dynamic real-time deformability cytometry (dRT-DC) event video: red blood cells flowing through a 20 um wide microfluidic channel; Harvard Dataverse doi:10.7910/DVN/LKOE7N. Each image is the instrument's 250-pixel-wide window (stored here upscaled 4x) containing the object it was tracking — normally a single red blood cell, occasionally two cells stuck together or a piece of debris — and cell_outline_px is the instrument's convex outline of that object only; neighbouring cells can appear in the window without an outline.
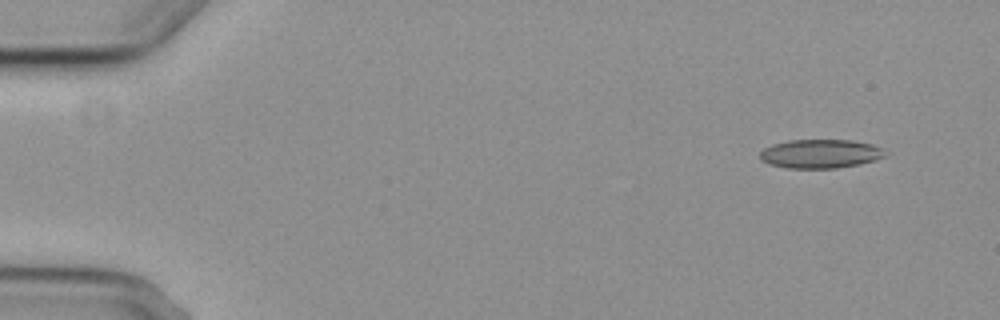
{"species": "common noctule bat (a hibernating species)", "species_latin": "Nyctalus noctula", "temperature_condition": "cold", "stored_images_in_passage": 8, "camera_frame_rate_fps": 3000, "um_per_image_px": 0.085, "animal": {"sex": "female", "body_mass_g": 29.2, "forearm_length_mm": 56.3}, "frame": {"image": 1, "passage_image": 2, "time_ms": 1.333, "image_size_px": [1000, 320], "cell_outline_px": [[888, 156], [876, 160], [860, 164], [836, 168], [788, 168], [768, 164], [760, 160], [760, 152], [764, 148], [772, 144], [788, 140], [852, 140], [872, 144], [884, 148], [888, 152]], "centroid_in_image_um": [69.78, 13.07], "position_along_channel_um": 15.2, "area_um2": 21.39}}
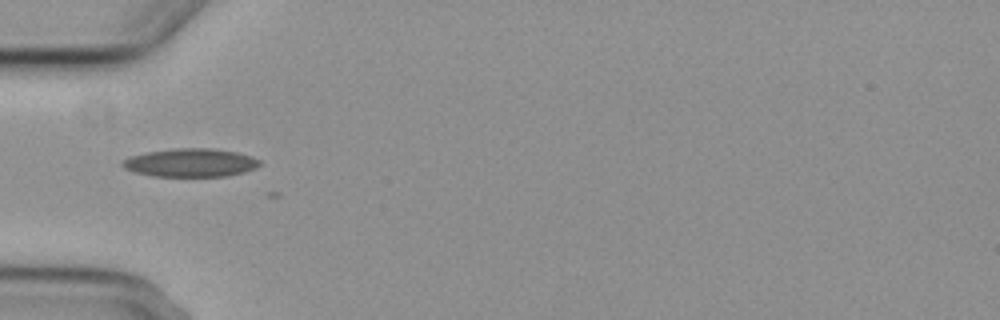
{"frame": {"image": 2, "passage_image": 6, "time_ms": 6.0, "image_size_px": [1000, 320], "cell_outline_px": [[260, 164], [256, 168], [244, 172], [228, 176], [152, 176], [132, 172], [124, 168], [120, 164], [128, 156], [148, 152], [172, 148], [212, 148], [236, 152], [252, 156], [260, 160]], "centroid_in_image_um": [16.18, 13.83], "position_along_channel_um": 68.8, "area_um2": 22.83}}
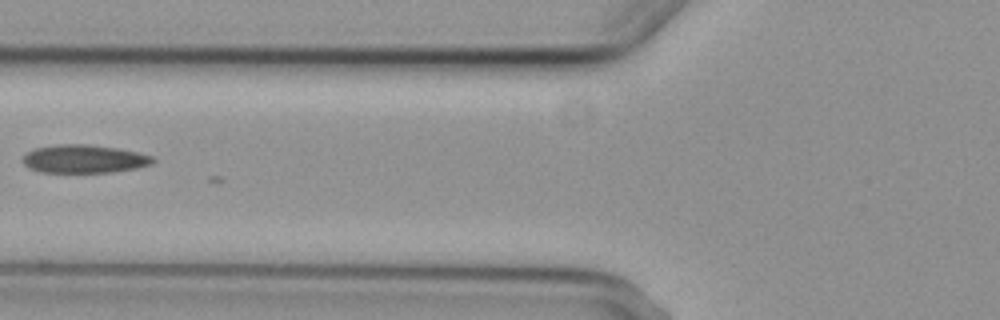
{"frame": {"image": 3, "passage_image": 7, "time_ms": 7.333, "image_size_px": [1000, 320], "cell_outline_px": [[156, 160], [152, 164], [136, 168], [112, 172], [40, 172], [28, 168], [20, 160], [24, 152], [36, 148], [56, 144], [88, 144], [116, 148], [136, 152], [152, 156]], "centroid_in_image_um": [7.09, 13.5], "position_along_channel_um": 118.7, "area_um2": 21.56}}